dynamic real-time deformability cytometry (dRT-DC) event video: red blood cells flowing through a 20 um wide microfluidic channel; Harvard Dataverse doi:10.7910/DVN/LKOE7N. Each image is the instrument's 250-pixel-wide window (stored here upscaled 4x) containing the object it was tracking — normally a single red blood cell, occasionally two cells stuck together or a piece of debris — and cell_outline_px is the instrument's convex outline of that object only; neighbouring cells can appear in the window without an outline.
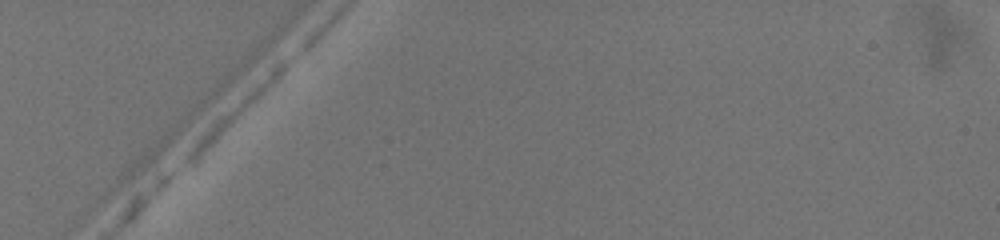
{"species": "common noctule bat (a hibernating species)", "species_latin": "Nyctalus noctula", "temperature_condition": "warm", "stored_images_in_passage": 3, "camera_frame_rate_fps": 3000, "um_per_image_px": 0.085, "animal": {"sex": "female", "body_mass_g": 19.5, "forearm_length_mm": 54.1}, "frame": {"image": 1, "passage_image": 1, "time_ms": 0.0, "image_size_px": [1000, 240], "cell_outline_px": [[296, 52], [292, 60], [260, 92], [188, 160], [184, 160], [184, 156], [196, 136], [216, 116], [276, 60], [284, 56]], "centroid_in_image_um": [20.21, 8.9], "position_along_channel_um": 64.8, "area_um2": 12.31}}